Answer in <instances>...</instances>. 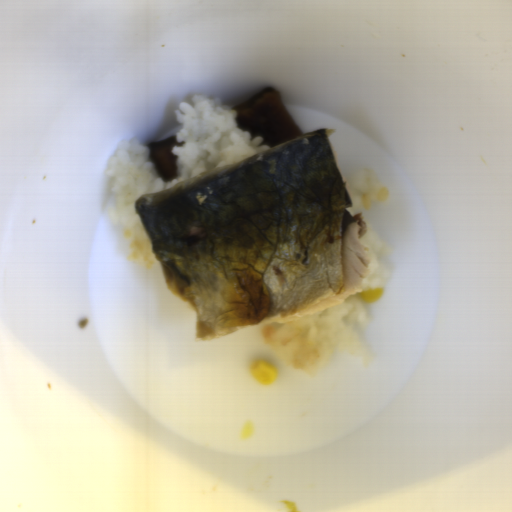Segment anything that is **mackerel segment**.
<instances>
[{
    "label": "mackerel segment",
    "instance_id": "14911b7f",
    "mask_svg": "<svg viewBox=\"0 0 512 512\" xmlns=\"http://www.w3.org/2000/svg\"><path fill=\"white\" fill-rule=\"evenodd\" d=\"M334 129L142 194L135 212L164 284L213 339L323 311L362 291L367 224L329 144Z\"/></svg>",
    "mask_w": 512,
    "mask_h": 512
}]
</instances>
